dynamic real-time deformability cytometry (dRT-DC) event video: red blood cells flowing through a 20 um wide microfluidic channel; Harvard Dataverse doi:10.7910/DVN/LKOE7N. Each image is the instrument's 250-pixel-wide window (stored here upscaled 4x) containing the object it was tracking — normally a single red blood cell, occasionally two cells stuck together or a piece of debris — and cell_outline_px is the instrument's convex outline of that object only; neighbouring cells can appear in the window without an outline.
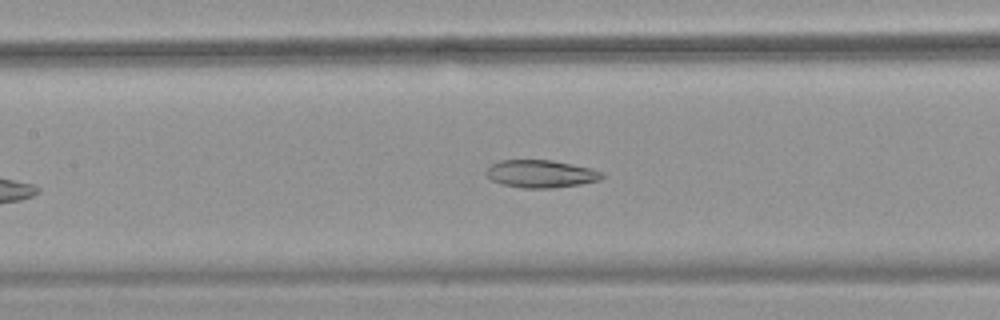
{"species": "common noctule bat (a hibernating species)", "species_latin": "Nyctalus noctula", "temperature_condition": "warm", "stored_images_in_passage": 40, "camera_frame_rate_fps": 3000, "um_per_image_px": 0.085, "animal": {"sex": "female", "body_mass_g": 18.4}, "frame": {"image": 1, "passage_image": 15, "time_ms": 4.667, "image_size_px": [1000, 320], "cell_outline_px": [[604, 176], [600, 180], [580, 184], [552, 188], [524, 188], [500, 184], [492, 180], [484, 172], [492, 164], [500, 160], [552, 160], [592, 168], [604, 172]], "centroid_in_image_um": [45.99, 14.77], "position_along_channel_um": 161.4, "area_um2": 18.73}}
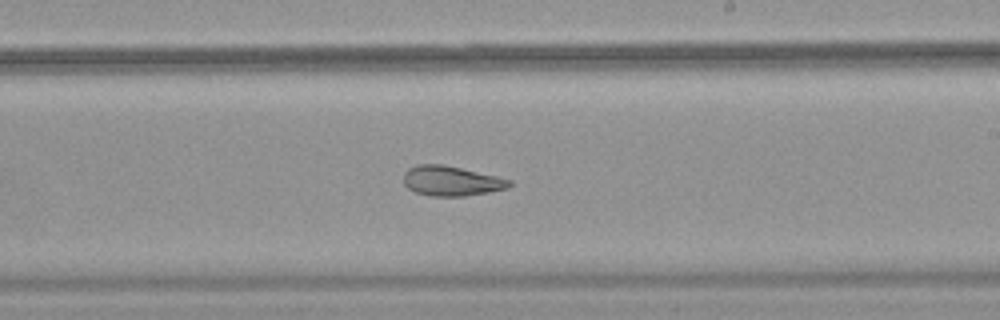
{"frame": {"image": 2, "passage_image": 22, "time_ms": 7.0, "image_size_px": [1000, 320], "cell_outline_px": [[512, 184], [508, 188], [488, 192], [464, 196], [428, 196], [416, 192], [408, 188], [404, 184], [404, 172], [408, 168], [416, 164], [440, 164], [460, 168], [496, 176], [512, 180]], "centroid_in_image_um": [38.34, 15.38], "position_along_channel_um": 250.7, "area_um2": 18.38}}
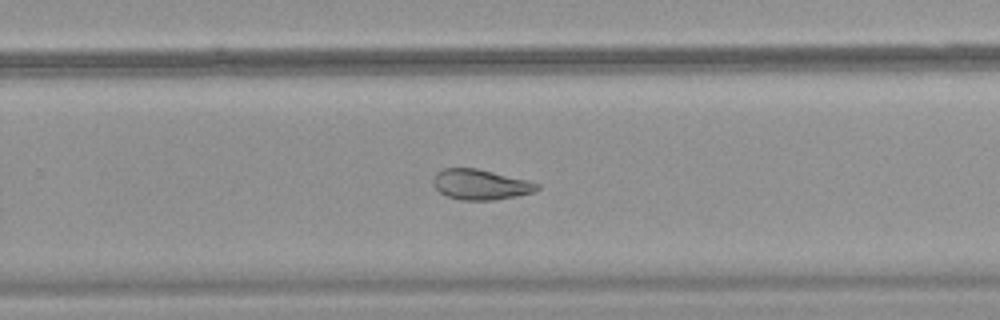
{"frame": {"image": 3, "passage_image": 25, "time_ms": 8.0, "image_size_px": [1000, 320], "cell_outline_px": [[540, 188], [532, 192], [516, 196], [496, 200], [460, 200], [448, 196], [440, 192], [432, 184], [432, 180], [436, 172], [444, 168], [476, 168], [528, 180], [540, 184]], "centroid_in_image_um": [40.83, 15.68], "position_along_channel_um": 289.0, "area_um2": 18.38}, "authors_computed_cell_mechanics": {"area_um2": 21.6461, "velocity_mm_per_s": 3.8431, "shape_relaxation_time_tau1_ms": null, "shape_relaxation_time_tau2_ms": 3.0643, "deformation_change_tau1": null, "deformation_change_tau2": 0.0996}}